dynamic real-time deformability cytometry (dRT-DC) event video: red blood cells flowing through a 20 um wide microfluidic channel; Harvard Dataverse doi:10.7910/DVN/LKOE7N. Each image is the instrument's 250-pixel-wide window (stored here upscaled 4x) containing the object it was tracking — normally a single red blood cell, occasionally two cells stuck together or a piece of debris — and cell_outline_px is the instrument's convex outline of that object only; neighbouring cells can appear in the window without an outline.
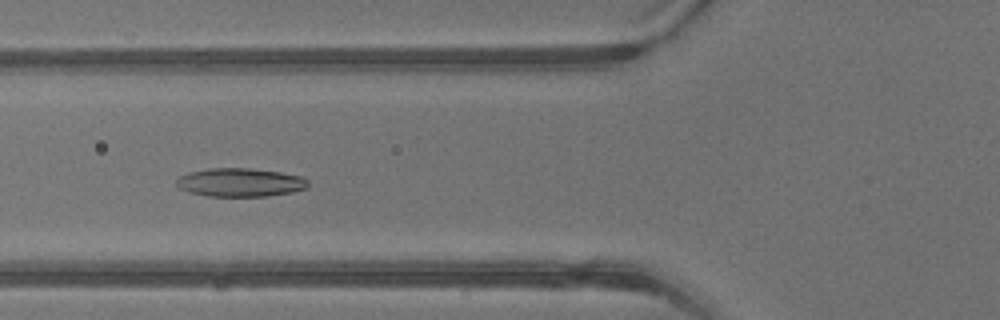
{"species": "common noctule bat (a hibernating species)", "species_latin": "Nyctalus noctula", "temperature_condition": "warm", "stored_images_in_passage": 27, "camera_frame_rate_fps": 3000, "um_per_image_px": 0.085, "animal": {"sex": "male", "body_mass_g": 13.3}, "frame": {"image": 1, "passage_image": 6, "time_ms": 1.667, "image_size_px": [1000, 320], "cell_outline_px": [[308, 188], [292, 192], [268, 196], [208, 196], [188, 192], [180, 188], [176, 184], [176, 180], [180, 176], [188, 172], [208, 168], [248, 168], [280, 172], [300, 176], [308, 180]], "centroid_in_image_um": [20.41, 15.5], "position_along_channel_um": 105.4, "area_um2": 21.91}}
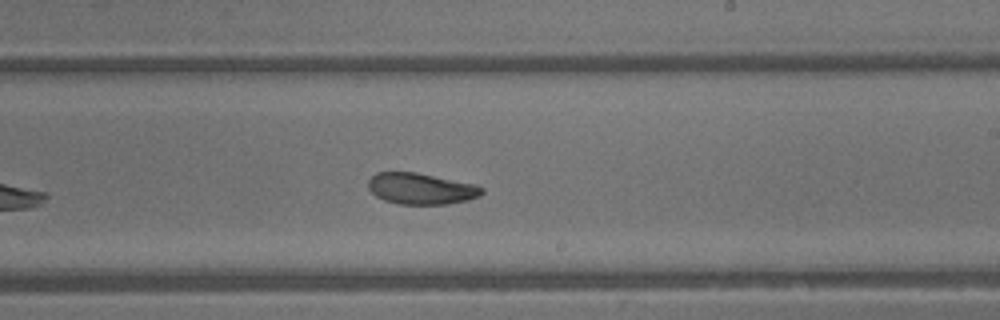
{"frame": {"image": 2, "passage_image": 15, "time_ms": 4.667, "image_size_px": [1000, 320], "cell_outline_px": [[484, 192], [480, 196], [468, 200], [448, 204], [400, 204], [384, 200], [376, 196], [368, 188], [368, 180], [376, 172], [416, 172], [476, 184], [484, 188]], "centroid_in_image_um": [35.81, 16.03], "position_along_channel_um": 253.2, "area_um2": 20.81}}
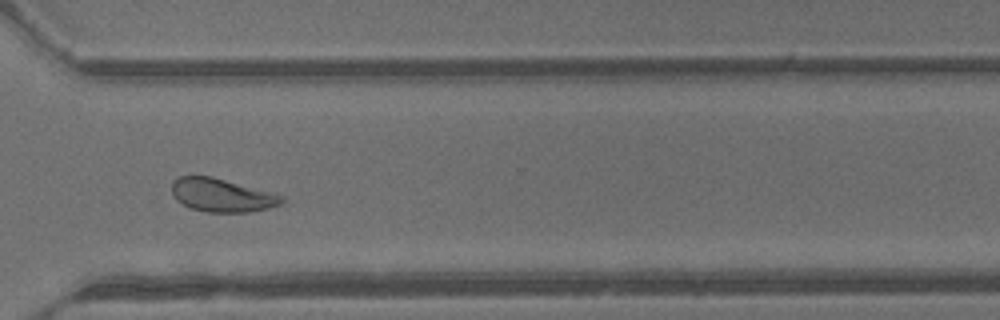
{"frame": {"image": 3, "passage_image": 21, "time_ms": 6.667, "image_size_px": [1000, 320], "cell_outline_px": [[284, 200], [280, 204], [268, 208], [248, 212], [204, 212], [192, 208], [176, 200], [172, 192], [172, 180], [180, 176], [212, 176], [276, 192], [284, 196]], "centroid_in_image_um": [18.89, 16.58], "position_along_channel_um": 351.7, "area_um2": 21.62}, "authors_computed_cell_mechanics": {"area_um2": 21.3282, "velocity_mm_per_s": 4.9279, "shape_relaxation_time_tau1_ms": 3.3334, "shape_relaxation_time_tau2_ms": 2.6158, "deformation_change_tau1": 0.1171, "deformation_change_tau2": 0.0869}}